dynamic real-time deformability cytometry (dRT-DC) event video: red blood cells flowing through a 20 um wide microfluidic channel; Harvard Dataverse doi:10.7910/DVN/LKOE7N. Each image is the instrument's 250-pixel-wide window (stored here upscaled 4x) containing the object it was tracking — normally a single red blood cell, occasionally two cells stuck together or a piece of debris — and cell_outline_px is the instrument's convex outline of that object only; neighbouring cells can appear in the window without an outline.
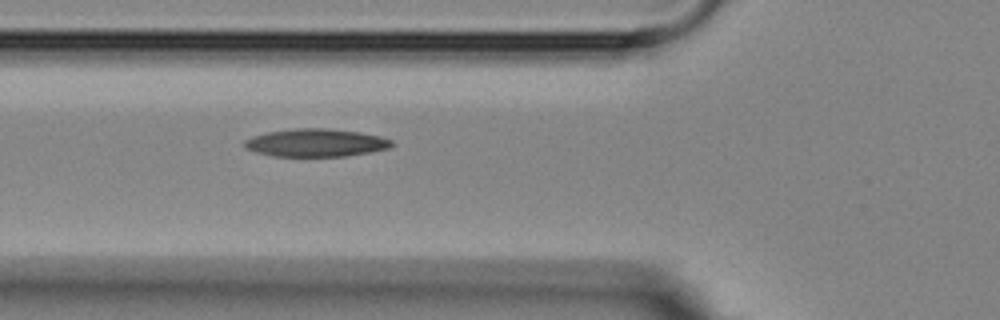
{"species": "Egyptian fruit bat (a non-hibernating species)", "species_latin": "Rousettus aegyptiacus", "temperature_condition": "room temperature", "stored_images_in_passage": 5, "camera_frame_rate_fps": 3000, "um_per_image_px": 0.085, "animal": {"sex": "female"}, "frame": {"image": 1, "passage_image": 5, "time_ms": 5.667, "image_size_px": [1000, 320], "cell_outline_px": [[396, 144], [388, 148], [348, 156], [272, 156], [256, 152], [244, 148], [244, 140], [252, 136], [268, 132], [292, 128], [324, 128], [360, 132], [380, 136], [392, 140]], "centroid_in_image_um": [26.84, 12.13], "position_along_channel_um": 99.0, "area_um2": 23.99}}